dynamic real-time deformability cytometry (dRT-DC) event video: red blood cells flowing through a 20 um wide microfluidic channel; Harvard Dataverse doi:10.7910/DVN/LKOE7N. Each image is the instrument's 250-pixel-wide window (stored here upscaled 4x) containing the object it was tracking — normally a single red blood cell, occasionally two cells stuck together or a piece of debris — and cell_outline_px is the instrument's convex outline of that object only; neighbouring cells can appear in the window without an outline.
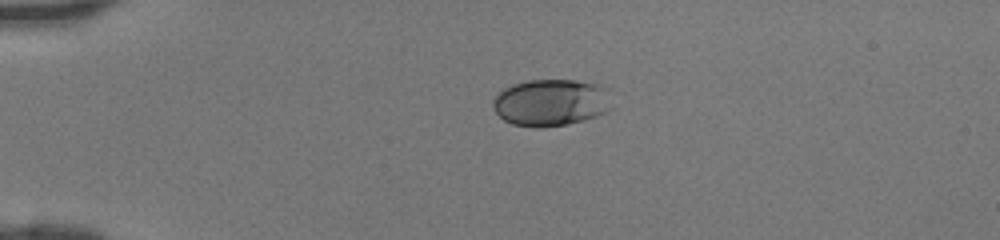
{"species": "human", "species_latin": "Homo sapiens", "temperature_condition": "room temperature", "stored_images_in_passage": 36, "camera_frame_rate_fps": 3000, "um_per_image_px": 0.085, "donor": {"sex": "female"}, "frame": {"image": 1, "passage_image": 1, "time_ms": 0.0, "image_size_px": [1000, 240], "cell_outline_px": [[608, 88], [604, 112], [596, 116], [584, 120], [568, 124], [544, 128], [536, 128], [512, 124], [504, 120], [496, 112], [492, 104], [492, 100], [504, 88], [512, 84], [528, 80], [576, 80], [596, 84]], "centroid_in_image_um": [46.74, 8.72], "position_along_channel_um": 38.3, "area_um2": 32.14}}
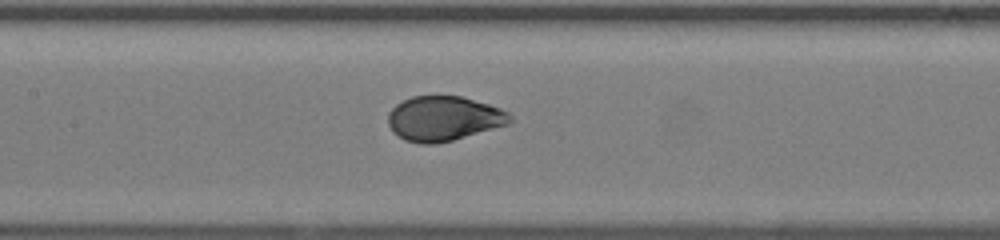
{"frame": {"image": 2, "passage_image": 13, "time_ms": 4.0, "image_size_px": [1000, 240], "cell_outline_px": [[512, 120], [508, 124], [452, 140], [436, 144], [424, 144], [404, 140], [392, 132], [388, 124], [388, 112], [396, 104], [412, 96], [460, 96], [488, 104], [500, 108], [508, 112], [512, 116]], "centroid_in_image_um": [37.68, 10.07], "position_along_channel_um": 169.7, "area_um2": 31.67}}
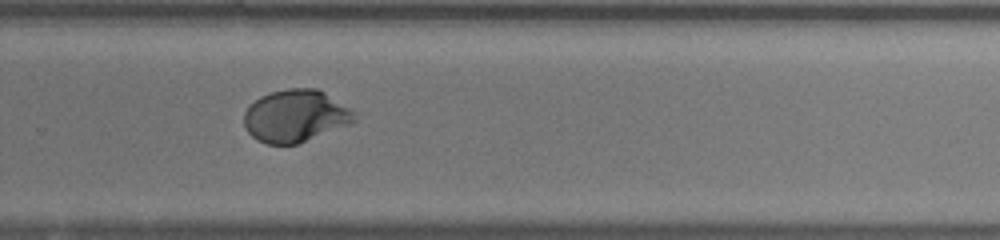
{"frame": {"image": 3, "passage_image": 22, "time_ms": 7.0, "image_size_px": [1000, 240], "cell_outline_px": [[356, 120], [348, 124], [296, 144], [268, 144], [256, 140], [244, 128], [244, 112], [248, 104], [260, 96], [272, 92], [288, 88], [316, 88], [324, 92], [356, 112]], "centroid_in_image_um": [25.07, 9.84], "position_along_channel_um": 304.7, "area_um2": 33.52}}